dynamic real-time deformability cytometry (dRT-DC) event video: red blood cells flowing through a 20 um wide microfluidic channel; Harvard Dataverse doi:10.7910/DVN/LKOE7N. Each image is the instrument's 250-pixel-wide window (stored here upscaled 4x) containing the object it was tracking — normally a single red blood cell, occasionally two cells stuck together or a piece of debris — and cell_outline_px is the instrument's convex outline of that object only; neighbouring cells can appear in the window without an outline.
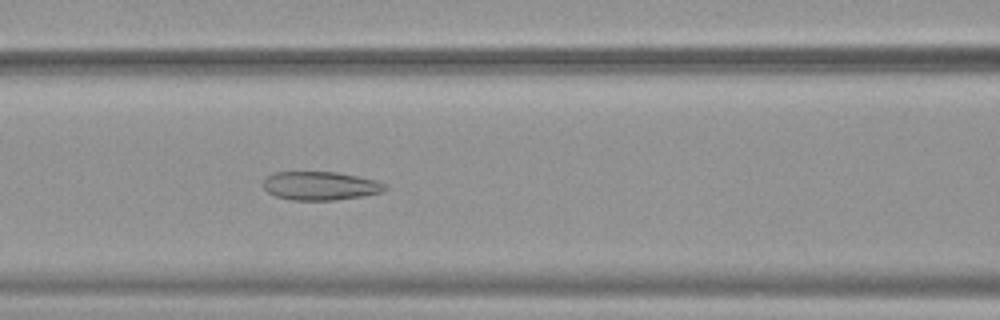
{"species": "common noctule bat (a hibernating species)", "species_latin": "Nyctalus noctula", "temperature_condition": "warm", "stored_images_in_passage": 52, "camera_frame_rate_fps": 3000, "um_per_image_px": 0.085, "animal": {"sex": "female", "body_mass_g": 19.9}, "frame": {"image": 1, "passage_image": 23, "time_ms": 7.333, "image_size_px": [1000, 320], "cell_outline_px": [[388, 188], [384, 192], [360, 196], [332, 200], [292, 200], [276, 196], [268, 192], [260, 184], [272, 172], [336, 172], [376, 180], [388, 184]], "centroid_in_image_um": [27.23, 15.79], "position_along_channel_um": 139.4, "area_um2": 20.35}}
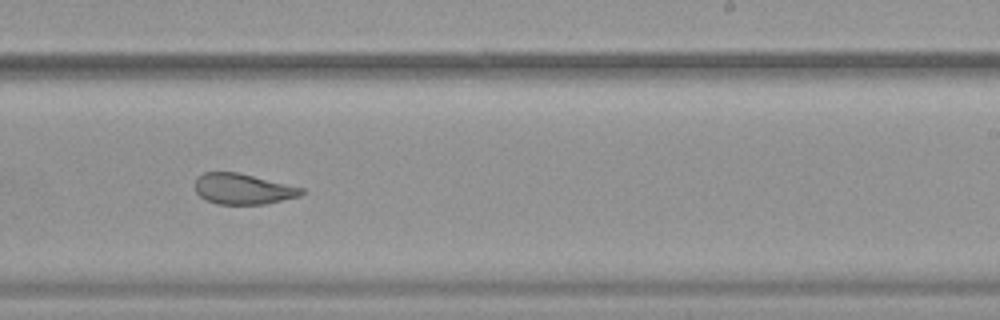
{"frame": {"image": 2, "passage_image": 33, "time_ms": 10.667, "image_size_px": [1000, 320], "cell_outline_px": [[304, 192], [300, 196], [264, 204], [216, 204], [204, 200], [196, 192], [196, 176], [204, 172], [240, 172], [304, 188]], "centroid_in_image_um": [20.64, 16.05], "position_along_channel_um": 268.4, "area_um2": 19.19}}
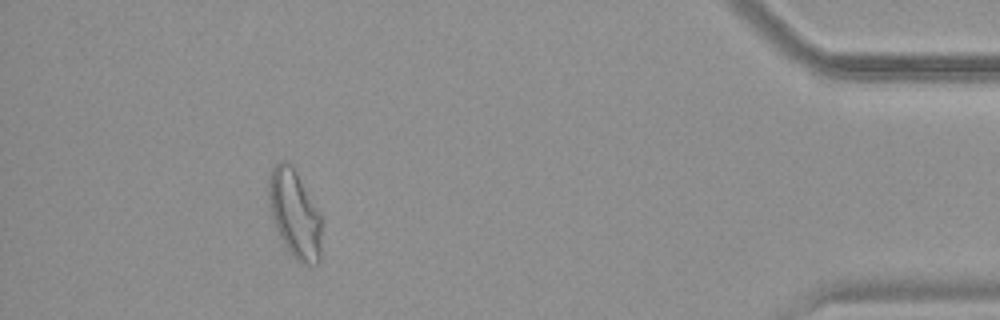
{"frame": {"image": 3, "passage_image": 48, "time_ms": 15.667, "image_size_px": [1000, 320], "cell_outline_px": [[320, 260], [316, 264], [300, 264], [292, 256], [284, 244], [272, 220], [268, 200], [268, 184], [272, 168], [280, 160], [284, 160], [292, 164], [320, 212]], "centroid_in_image_um": [25.03, 18.17], "position_along_channel_um": 410.2, "area_um2": 27.17}, "authors_computed_cell_mechanics": {"area_um2": 25.3742, "velocity_mm_per_s": 3.893, "shape_relaxation_time_tau1_ms": null, "shape_relaxation_time_tau2_ms": 1.6919, "deformation_change_tau1": null, "deformation_change_tau2": 0.0948}}